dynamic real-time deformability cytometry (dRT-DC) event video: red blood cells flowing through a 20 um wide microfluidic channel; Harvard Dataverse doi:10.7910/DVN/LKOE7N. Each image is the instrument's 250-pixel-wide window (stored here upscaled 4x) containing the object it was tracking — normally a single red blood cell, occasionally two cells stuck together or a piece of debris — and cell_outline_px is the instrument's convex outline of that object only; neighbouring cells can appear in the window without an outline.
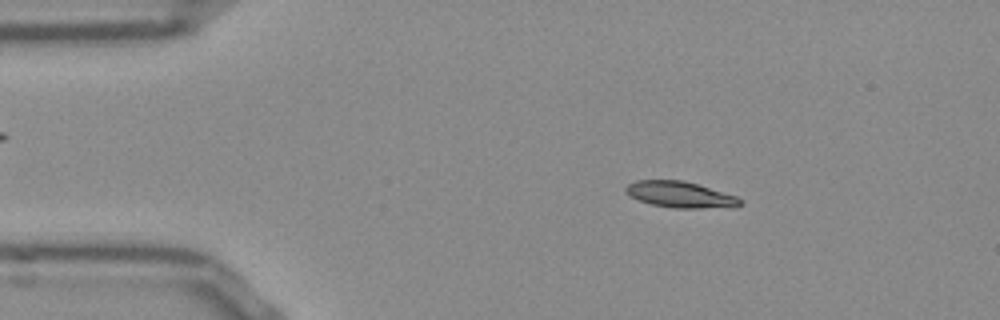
{"species": "Egyptian fruit bat (a non-hibernating species)", "species_latin": "Rousettus aegyptiacus", "temperature_condition": "room temperature", "stored_images_in_passage": 52, "camera_frame_rate_fps": 3000, "um_per_image_px": 0.085, "frame": {"image": 1, "passage_image": 8, "time_ms": 2.333, "image_size_px": [1000, 320], "cell_outline_px": [[744, 204], [700, 208], [676, 208], [652, 204], [640, 200], [632, 196], [624, 188], [628, 184], [636, 180], [684, 180], [736, 196]], "centroid_in_image_um": [57.77, 16.52], "position_along_channel_um": 27.2, "area_um2": 16.82}}
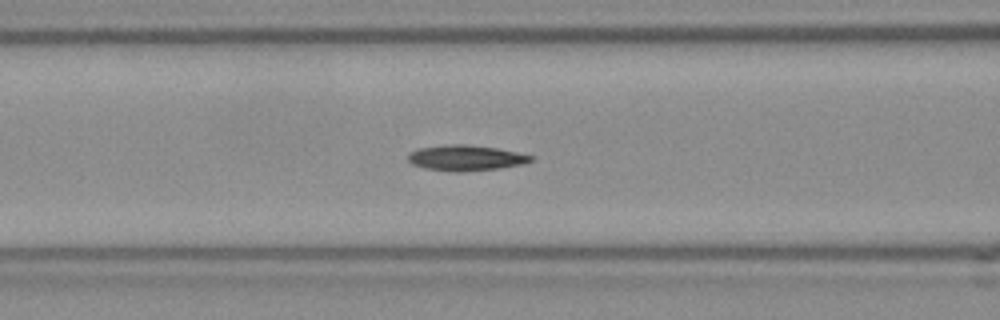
{"frame": {"image": 2, "passage_image": 20, "time_ms": 6.333, "image_size_px": [1000, 320], "cell_outline_px": [[532, 160], [524, 164], [500, 168], [460, 172], [452, 172], [424, 168], [412, 164], [408, 160], [408, 156], [416, 148], [448, 144], [468, 144], [496, 148], [516, 152], [532, 156]], "centroid_in_image_um": [39.56, 13.42], "position_along_channel_um": 127.0, "area_um2": 18.32}}
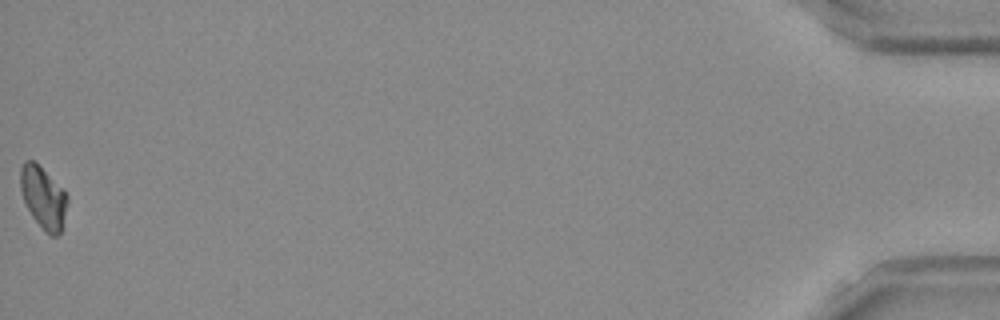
{"frame": {"image": 3, "passage_image": 52, "time_ms": 17.0, "image_size_px": [1000, 320], "cell_outline_px": [[68, 204], [60, 232], [56, 236], [48, 236], [44, 232], [32, 216], [24, 200], [20, 188], [20, 168], [24, 160], [32, 160], [64, 188], [68, 196]], "centroid_in_image_um": [3.69, 16.8], "position_along_channel_um": 431.5, "area_um2": 17.05}}